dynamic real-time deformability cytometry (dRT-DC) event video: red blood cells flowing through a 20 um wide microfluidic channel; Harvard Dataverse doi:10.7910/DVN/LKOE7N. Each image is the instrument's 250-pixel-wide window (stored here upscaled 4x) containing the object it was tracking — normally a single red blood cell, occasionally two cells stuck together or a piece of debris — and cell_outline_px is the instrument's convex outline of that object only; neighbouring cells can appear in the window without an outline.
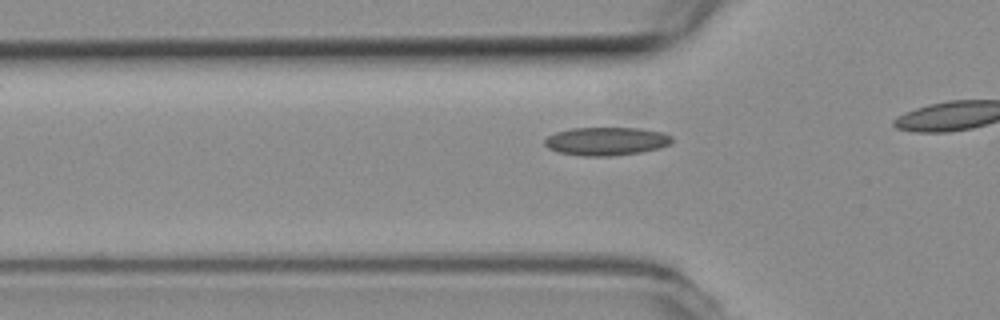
{"species": "common noctule bat (a hibernating species)", "species_latin": "Nyctalus noctula", "temperature_condition": "room temperature", "stored_images_in_passage": 17, "camera_frame_rate_fps": 3000, "um_per_image_px": 0.085, "animal": {"sex": "female", "body_mass_g": 19.3, "forearm_length_mm": 54.1}, "frame": {"image": 1, "passage_image": 8, "time_ms": 2.333, "image_size_px": [1000, 320], "cell_outline_px": [[672, 140], [668, 144], [660, 148], [640, 152], [612, 156], [580, 156], [556, 152], [548, 148], [544, 144], [544, 140], [548, 136], [556, 132], [572, 128], [640, 128], [664, 132], [672, 136]], "centroid_in_image_um": [51.52, 12.01], "position_along_channel_um": 74.3, "area_um2": 21.1}}
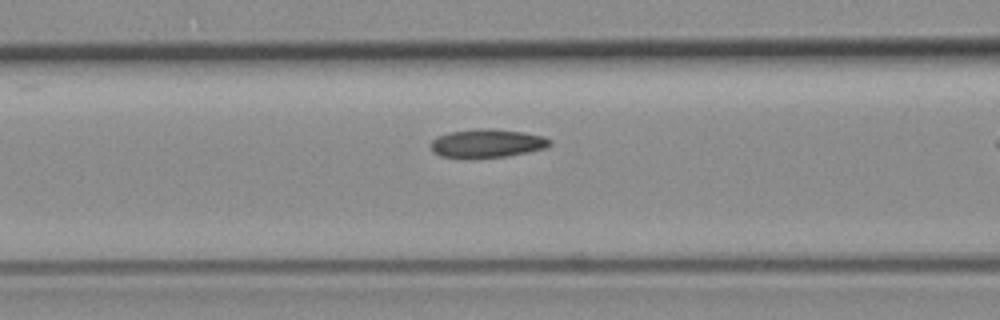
{"frame": {"image": 2, "passage_image": 12, "time_ms": 3.667, "image_size_px": [1000, 320], "cell_outline_px": [[552, 144], [544, 148], [528, 152], [508, 156], [440, 156], [432, 152], [432, 140], [440, 136], [452, 132], [476, 128], [492, 128], [524, 132], [544, 136], [552, 140]], "centroid_in_image_um": [41.48, 12.15], "position_along_channel_um": 125.1, "area_um2": 19.25}}
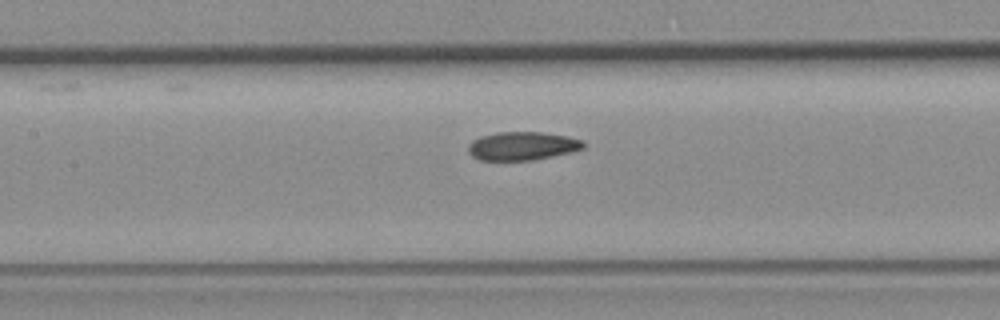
{"frame": {"image": 3, "passage_image": 15, "time_ms": 4.667, "image_size_px": [1000, 320], "cell_outline_px": [[584, 148], [572, 152], [532, 160], [480, 160], [472, 156], [468, 152], [468, 144], [472, 140], [480, 136], [496, 132], [540, 132], [568, 136], [584, 140]], "centroid_in_image_um": [44.39, 12.4], "position_along_channel_um": 163.0, "area_um2": 19.19}}